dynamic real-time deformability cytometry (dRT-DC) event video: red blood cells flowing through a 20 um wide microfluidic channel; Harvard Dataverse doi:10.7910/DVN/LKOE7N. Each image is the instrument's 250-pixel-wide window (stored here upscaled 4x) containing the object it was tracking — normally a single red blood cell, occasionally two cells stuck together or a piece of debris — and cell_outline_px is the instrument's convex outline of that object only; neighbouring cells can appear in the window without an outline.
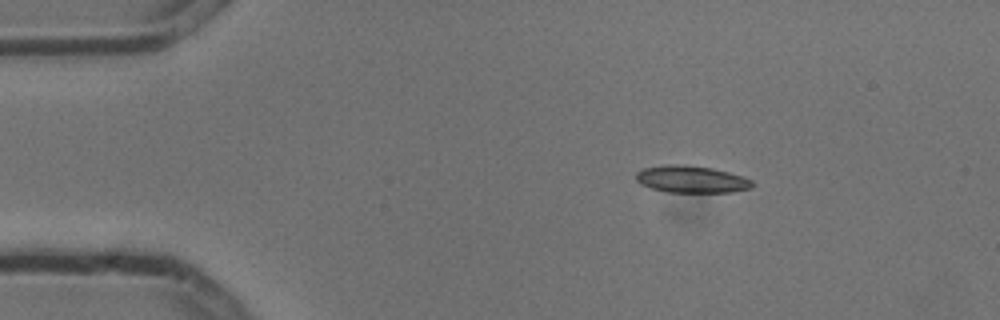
{"species": "common noctule bat (a hibernating species)", "species_latin": "Nyctalus noctula", "temperature_condition": "cold", "stored_images_in_passage": 4, "camera_frame_rate_fps": 3000, "um_per_image_px": 0.085, "animal": {"sex": "male", "body_mass_g": 13.3}, "frame": {"image": 1, "passage_image": 2, "time_ms": 0.333, "image_size_px": [1000, 320], "cell_outline_px": [[756, 184], [752, 188], [732, 192], [668, 192], [652, 188], [640, 184], [636, 180], [636, 172], [644, 168], [664, 164], [684, 164], [712, 168], [728, 172], [752, 180]], "centroid_in_image_um": [58.77, 15.23], "position_along_channel_um": 26.2, "area_um2": 18.44}}